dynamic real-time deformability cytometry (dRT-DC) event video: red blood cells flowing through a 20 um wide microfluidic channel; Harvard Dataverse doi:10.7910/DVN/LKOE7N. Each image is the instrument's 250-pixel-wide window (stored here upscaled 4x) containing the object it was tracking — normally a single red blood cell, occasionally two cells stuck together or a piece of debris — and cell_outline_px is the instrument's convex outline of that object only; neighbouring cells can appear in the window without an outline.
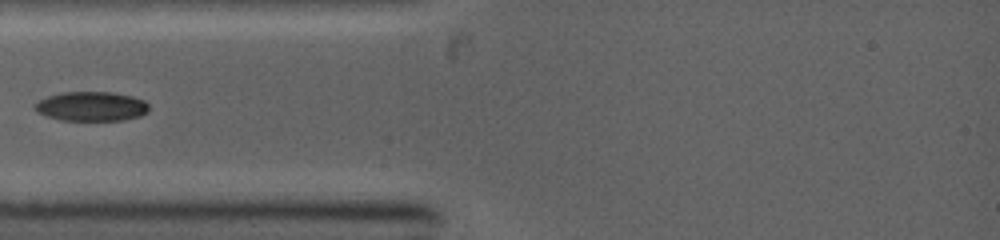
{"species": "common noctule bat (a hibernating species)", "species_latin": "Nyctalus noctula", "temperature_condition": "warm", "stored_images_in_passage": 2, "camera_frame_rate_fps": 5000, "um_per_image_px": 0.085, "animal": {"sex": "female", "body_mass_g": 19.0, "forearm_length_mm": 53.3}, "frame": {"image": 1, "passage_image": 2, "time_ms": 0.6, "image_size_px": [1000, 240], "cell_outline_px": [[148, 112], [140, 116], [124, 120], [60, 120], [48, 116], [40, 112], [32, 104], [48, 96], [64, 92], [112, 92], [132, 96], [144, 100], [148, 104]], "centroid_in_image_um": [7.81, 9.03], "position_along_channel_um": 77.2, "area_um2": 19.42}}